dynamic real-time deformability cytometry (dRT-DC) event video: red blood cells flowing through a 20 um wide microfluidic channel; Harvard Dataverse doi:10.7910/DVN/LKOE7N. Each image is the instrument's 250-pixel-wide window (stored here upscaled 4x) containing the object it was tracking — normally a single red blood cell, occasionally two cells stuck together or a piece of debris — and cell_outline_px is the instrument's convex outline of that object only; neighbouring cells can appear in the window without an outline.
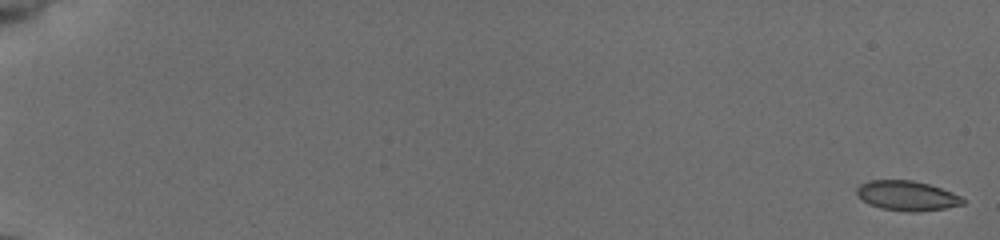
{"species": "common noctule bat (a hibernating species)", "species_latin": "Nyctalus noctula", "temperature_condition": "cold", "stored_images_in_passage": 56, "camera_frame_rate_fps": 3000, "um_per_image_px": 0.085, "animal": {"sex": "female", "body_mass_g": 19.5, "forearm_length_mm": 54.1}, "frame": {"image": 1, "passage_image": 1, "time_ms": 0.0, "image_size_px": [1000, 240], "cell_outline_px": [[964, 204], [944, 208], [912, 212], [908, 212], [880, 208], [868, 204], [856, 192], [856, 188], [860, 184], [868, 180], [912, 180], [928, 184], [952, 192], [960, 196], [964, 200]], "centroid_in_image_um": [77.07, 16.63], "position_along_channel_um": 7.9, "area_um2": 18.26}}
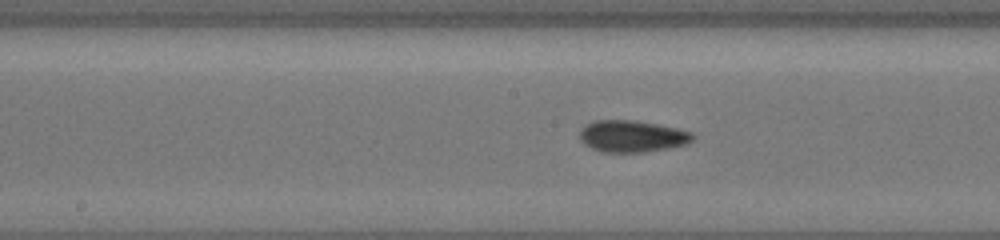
{"frame": {"image": 2, "passage_image": 31, "time_ms": 10.0, "image_size_px": [1000, 240], "cell_outline_px": [[696, 136], [688, 144], [672, 148], [644, 152], [600, 152], [584, 144], [580, 140], [580, 132], [592, 120], [628, 120], [656, 124], [692, 132]], "centroid_in_image_um": [53.75, 11.6], "position_along_channel_um": 194.5, "area_um2": 20.87}}
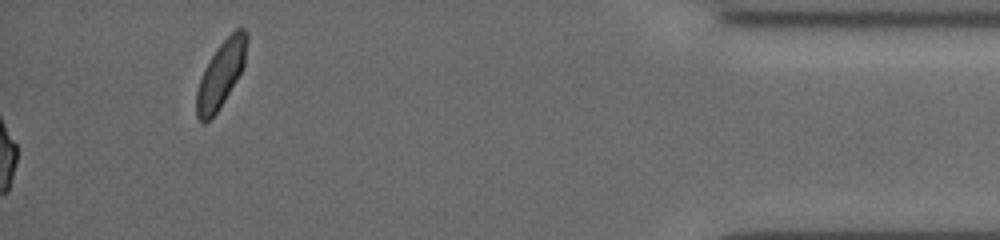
{"frame": {"image": 3, "passage_image": 56, "time_ms": 18.333, "image_size_px": [1000, 240], "cell_outline_px": [[248, 40], [244, 64], [236, 80], [224, 100], [216, 112], [204, 124], [196, 116], [196, 92], [204, 68], [216, 48], [236, 28], [244, 28], [248, 32]], "centroid_in_image_um": [18.78, 6.27], "position_along_channel_um": 416.4, "area_um2": 19.13}, "authors_computed_cell_mechanics": {"area_um2": 19.2763, "velocity_mm_per_s": 3.9366, "shape_relaxation_time_tau1_ms": 9.3226, "shape_relaxation_time_tau2_ms": 3.5969, "deformation_change_tau1": 0.1642, "deformation_change_tau2": 0.0656}}